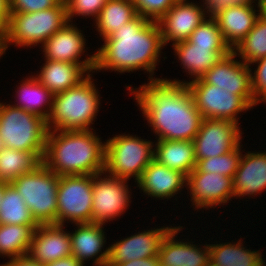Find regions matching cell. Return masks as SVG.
I'll return each instance as SVG.
<instances>
[{
  "label": "cell",
  "instance_id": "6da1fadb",
  "mask_svg": "<svg viewBox=\"0 0 266 266\" xmlns=\"http://www.w3.org/2000/svg\"><path fill=\"white\" fill-rule=\"evenodd\" d=\"M149 78L150 82L140 86L138 91L127 88L134 93L158 140L192 141L203 118L186 82Z\"/></svg>",
  "mask_w": 266,
  "mask_h": 266
},
{
  "label": "cell",
  "instance_id": "7a4b0ae2",
  "mask_svg": "<svg viewBox=\"0 0 266 266\" xmlns=\"http://www.w3.org/2000/svg\"><path fill=\"white\" fill-rule=\"evenodd\" d=\"M104 45L95 52V70L118 72L146 70L152 76L160 50L164 46L157 21L137 15L104 38Z\"/></svg>",
  "mask_w": 266,
  "mask_h": 266
},
{
  "label": "cell",
  "instance_id": "3957f363",
  "mask_svg": "<svg viewBox=\"0 0 266 266\" xmlns=\"http://www.w3.org/2000/svg\"><path fill=\"white\" fill-rule=\"evenodd\" d=\"M56 132L48 131L42 159L49 170L58 176L105 174L106 144L91 130Z\"/></svg>",
  "mask_w": 266,
  "mask_h": 266
},
{
  "label": "cell",
  "instance_id": "277c9868",
  "mask_svg": "<svg viewBox=\"0 0 266 266\" xmlns=\"http://www.w3.org/2000/svg\"><path fill=\"white\" fill-rule=\"evenodd\" d=\"M76 87L53 96L52 109L47 119L49 130H89L99 109V94L90 77ZM52 125V126H51ZM54 126V128H53Z\"/></svg>",
  "mask_w": 266,
  "mask_h": 266
},
{
  "label": "cell",
  "instance_id": "5b68a950",
  "mask_svg": "<svg viewBox=\"0 0 266 266\" xmlns=\"http://www.w3.org/2000/svg\"><path fill=\"white\" fill-rule=\"evenodd\" d=\"M47 120L14 105L0 103V142L3 147L44 156Z\"/></svg>",
  "mask_w": 266,
  "mask_h": 266
},
{
  "label": "cell",
  "instance_id": "8992f818",
  "mask_svg": "<svg viewBox=\"0 0 266 266\" xmlns=\"http://www.w3.org/2000/svg\"><path fill=\"white\" fill-rule=\"evenodd\" d=\"M10 184L21 194L39 225L57 224V174L42 163L33 172L22 174Z\"/></svg>",
  "mask_w": 266,
  "mask_h": 266
},
{
  "label": "cell",
  "instance_id": "52a82bcc",
  "mask_svg": "<svg viewBox=\"0 0 266 266\" xmlns=\"http://www.w3.org/2000/svg\"><path fill=\"white\" fill-rule=\"evenodd\" d=\"M68 22L65 2L57 7L31 13H12L5 32L6 48L9 43L16 46L42 45Z\"/></svg>",
  "mask_w": 266,
  "mask_h": 266
},
{
  "label": "cell",
  "instance_id": "ba28073f",
  "mask_svg": "<svg viewBox=\"0 0 266 266\" xmlns=\"http://www.w3.org/2000/svg\"><path fill=\"white\" fill-rule=\"evenodd\" d=\"M104 173L120 179L135 176L137 181L154 160L152 142L129 135H116L106 141Z\"/></svg>",
  "mask_w": 266,
  "mask_h": 266
},
{
  "label": "cell",
  "instance_id": "9c48e42d",
  "mask_svg": "<svg viewBox=\"0 0 266 266\" xmlns=\"http://www.w3.org/2000/svg\"><path fill=\"white\" fill-rule=\"evenodd\" d=\"M92 175L59 176L57 224L92 222Z\"/></svg>",
  "mask_w": 266,
  "mask_h": 266
},
{
  "label": "cell",
  "instance_id": "30bf717a",
  "mask_svg": "<svg viewBox=\"0 0 266 266\" xmlns=\"http://www.w3.org/2000/svg\"><path fill=\"white\" fill-rule=\"evenodd\" d=\"M186 85L203 119L230 120L239 124L238 113L251 109L240 95L204 83L200 78L193 79Z\"/></svg>",
  "mask_w": 266,
  "mask_h": 266
},
{
  "label": "cell",
  "instance_id": "8fae6325",
  "mask_svg": "<svg viewBox=\"0 0 266 266\" xmlns=\"http://www.w3.org/2000/svg\"><path fill=\"white\" fill-rule=\"evenodd\" d=\"M100 174L92 175V222L104 224L121 215L129 206L127 180Z\"/></svg>",
  "mask_w": 266,
  "mask_h": 266
},
{
  "label": "cell",
  "instance_id": "7c38bea8",
  "mask_svg": "<svg viewBox=\"0 0 266 266\" xmlns=\"http://www.w3.org/2000/svg\"><path fill=\"white\" fill-rule=\"evenodd\" d=\"M233 121L202 119L199 131L192 140L196 161L225 154L240 145V129Z\"/></svg>",
  "mask_w": 266,
  "mask_h": 266
},
{
  "label": "cell",
  "instance_id": "4fadbf2b",
  "mask_svg": "<svg viewBox=\"0 0 266 266\" xmlns=\"http://www.w3.org/2000/svg\"><path fill=\"white\" fill-rule=\"evenodd\" d=\"M236 54L231 52L221 58L200 79L207 84L229 90L231 94L240 95L252 108L254 101L251 88V70L249 65L234 60Z\"/></svg>",
  "mask_w": 266,
  "mask_h": 266
},
{
  "label": "cell",
  "instance_id": "5bb4252c",
  "mask_svg": "<svg viewBox=\"0 0 266 266\" xmlns=\"http://www.w3.org/2000/svg\"><path fill=\"white\" fill-rule=\"evenodd\" d=\"M187 186L196 208H212L213 205L227 203L231 197H235L233 178L219 173L200 172L195 168L187 176Z\"/></svg>",
  "mask_w": 266,
  "mask_h": 266
},
{
  "label": "cell",
  "instance_id": "9a60e30c",
  "mask_svg": "<svg viewBox=\"0 0 266 266\" xmlns=\"http://www.w3.org/2000/svg\"><path fill=\"white\" fill-rule=\"evenodd\" d=\"M186 0H178L157 22L162 42L167 45L185 41L191 33L206 19L205 9ZM205 12V13H204Z\"/></svg>",
  "mask_w": 266,
  "mask_h": 266
},
{
  "label": "cell",
  "instance_id": "2e32d148",
  "mask_svg": "<svg viewBox=\"0 0 266 266\" xmlns=\"http://www.w3.org/2000/svg\"><path fill=\"white\" fill-rule=\"evenodd\" d=\"M77 27L67 22L56 31L44 44L43 52L46 60L63 61L81 65L89 74L95 69V54L79 61L81 53L85 52V38ZM80 56V57H79Z\"/></svg>",
  "mask_w": 266,
  "mask_h": 266
},
{
  "label": "cell",
  "instance_id": "e0dca14e",
  "mask_svg": "<svg viewBox=\"0 0 266 266\" xmlns=\"http://www.w3.org/2000/svg\"><path fill=\"white\" fill-rule=\"evenodd\" d=\"M252 3H254L253 0H244L222 7L211 14L216 20L225 42L232 50L246 37L260 17V13L256 15Z\"/></svg>",
  "mask_w": 266,
  "mask_h": 266
},
{
  "label": "cell",
  "instance_id": "ac0fdd59",
  "mask_svg": "<svg viewBox=\"0 0 266 266\" xmlns=\"http://www.w3.org/2000/svg\"><path fill=\"white\" fill-rule=\"evenodd\" d=\"M171 228L151 229L116 242L108 247L107 265L115 266L121 262L158 256L161 242Z\"/></svg>",
  "mask_w": 266,
  "mask_h": 266
},
{
  "label": "cell",
  "instance_id": "d6986e66",
  "mask_svg": "<svg viewBox=\"0 0 266 266\" xmlns=\"http://www.w3.org/2000/svg\"><path fill=\"white\" fill-rule=\"evenodd\" d=\"M61 224H41L35 229L28 256L41 264L72 255L70 233Z\"/></svg>",
  "mask_w": 266,
  "mask_h": 266
},
{
  "label": "cell",
  "instance_id": "ffe728a7",
  "mask_svg": "<svg viewBox=\"0 0 266 266\" xmlns=\"http://www.w3.org/2000/svg\"><path fill=\"white\" fill-rule=\"evenodd\" d=\"M181 227H172L164 236L159 252V266H210L209 245L201 250L190 242L175 241Z\"/></svg>",
  "mask_w": 266,
  "mask_h": 266
},
{
  "label": "cell",
  "instance_id": "44dd1931",
  "mask_svg": "<svg viewBox=\"0 0 266 266\" xmlns=\"http://www.w3.org/2000/svg\"><path fill=\"white\" fill-rule=\"evenodd\" d=\"M187 182V176L171 170L157 160H153L143 171L137 184L145 194L156 198H171Z\"/></svg>",
  "mask_w": 266,
  "mask_h": 266
},
{
  "label": "cell",
  "instance_id": "7402d4cb",
  "mask_svg": "<svg viewBox=\"0 0 266 266\" xmlns=\"http://www.w3.org/2000/svg\"><path fill=\"white\" fill-rule=\"evenodd\" d=\"M102 225L93 222L77 224L78 229L72 235L70 234L72 256H75L83 265L84 260L94 258V256L97 258L93 265L107 264L109 248H106L103 253L101 251L106 242Z\"/></svg>",
  "mask_w": 266,
  "mask_h": 266
},
{
  "label": "cell",
  "instance_id": "603a6c76",
  "mask_svg": "<svg viewBox=\"0 0 266 266\" xmlns=\"http://www.w3.org/2000/svg\"><path fill=\"white\" fill-rule=\"evenodd\" d=\"M235 196L255 195L266 189V153H247L241 156L233 177Z\"/></svg>",
  "mask_w": 266,
  "mask_h": 266
},
{
  "label": "cell",
  "instance_id": "cb8c5ba5",
  "mask_svg": "<svg viewBox=\"0 0 266 266\" xmlns=\"http://www.w3.org/2000/svg\"><path fill=\"white\" fill-rule=\"evenodd\" d=\"M183 67L194 79L201 78L221 58L232 52L230 47L196 46L188 40L172 44Z\"/></svg>",
  "mask_w": 266,
  "mask_h": 266
},
{
  "label": "cell",
  "instance_id": "d4e9b609",
  "mask_svg": "<svg viewBox=\"0 0 266 266\" xmlns=\"http://www.w3.org/2000/svg\"><path fill=\"white\" fill-rule=\"evenodd\" d=\"M84 73L86 70L79 64L46 60L36 78L55 95L79 85L87 78Z\"/></svg>",
  "mask_w": 266,
  "mask_h": 266
},
{
  "label": "cell",
  "instance_id": "484cf974",
  "mask_svg": "<svg viewBox=\"0 0 266 266\" xmlns=\"http://www.w3.org/2000/svg\"><path fill=\"white\" fill-rule=\"evenodd\" d=\"M154 159L171 170L188 176L196 168L193 141L158 140Z\"/></svg>",
  "mask_w": 266,
  "mask_h": 266
},
{
  "label": "cell",
  "instance_id": "4316f807",
  "mask_svg": "<svg viewBox=\"0 0 266 266\" xmlns=\"http://www.w3.org/2000/svg\"><path fill=\"white\" fill-rule=\"evenodd\" d=\"M240 241L209 245L210 266H265L262 254L245 249Z\"/></svg>",
  "mask_w": 266,
  "mask_h": 266
},
{
  "label": "cell",
  "instance_id": "83f0119b",
  "mask_svg": "<svg viewBox=\"0 0 266 266\" xmlns=\"http://www.w3.org/2000/svg\"><path fill=\"white\" fill-rule=\"evenodd\" d=\"M43 157L40 154L0 148V181L11 183L25 173L33 172L42 164Z\"/></svg>",
  "mask_w": 266,
  "mask_h": 266
},
{
  "label": "cell",
  "instance_id": "f1b7e54d",
  "mask_svg": "<svg viewBox=\"0 0 266 266\" xmlns=\"http://www.w3.org/2000/svg\"><path fill=\"white\" fill-rule=\"evenodd\" d=\"M137 15L133 0H108L96 20L98 32L102 38L109 37Z\"/></svg>",
  "mask_w": 266,
  "mask_h": 266
},
{
  "label": "cell",
  "instance_id": "f546056e",
  "mask_svg": "<svg viewBox=\"0 0 266 266\" xmlns=\"http://www.w3.org/2000/svg\"><path fill=\"white\" fill-rule=\"evenodd\" d=\"M19 102L15 107H19L25 111L32 112L45 120L48 119L52 109L54 94H52L44 85H42L36 77L27 78L19 88ZM21 100V101H20ZM51 103H50V102ZM48 103L49 110H42V106ZM41 109V110H40Z\"/></svg>",
  "mask_w": 266,
  "mask_h": 266
},
{
  "label": "cell",
  "instance_id": "4dcf8cb0",
  "mask_svg": "<svg viewBox=\"0 0 266 266\" xmlns=\"http://www.w3.org/2000/svg\"><path fill=\"white\" fill-rule=\"evenodd\" d=\"M37 226L0 224V255L11 258L27 255Z\"/></svg>",
  "mask_w": 266,
  "mask_h": 266
},
{
  "label": "cell",
  "instance_id": "1f68e13d",
  "mask_svg": "<svg viewBox=\"0 0 266 266\" xmlns=\"http://www.w3.org/2000/svg\"><path fill=\"white\" fill-rule=\"evenodd\" d=\"M0 224L39 225L21 194L8 184L0 201Z\"/></svg>",
  "mask_w": 266,
  "mask_h": 266
},
{
  "label": "cell",
  "instance_id": "d6a6232c",
  "mask_svg": "<svg viewBox=\"0 0 266 266\" xmlns=\"http://www.w3.org/2000/svg\"><path fill=\"white\" fill-rule=\"evenodd\" d=\"M236 49V50H235ZM233 53L240 55L242 62L250 66L252 62L266 57V20L261 16L246 37L236 45Z\"/></svg>",
  "mask_w": 266,
  "mask_h": 266
},
{
  "label": "cell",
  "instance_id": "836d02e7",
  "mask_svg": "<svg viewBox=\"0 0 266 266\" xmlns=\"http://www.w3.org/2000/svg\"><path fill=\"white\" fill-rule=\"evenodd\" d=\"M240 147L239 145L237 148L219 156L198 160L196 168L200 172H214L233 178L243 155L240 152Z\"/></svg>",
  "mask_w": 266,
  "mask_h": 266
},
{
  "label": "cell",
  "instance_id": "e575fe53",
  "mask_svg": "<svg viewBox=\"0 0 266 266\" xmlns=\"http://www.w3.org/2000/svg\"><path fill=\"white\" fill-rule=\"evenodd\" d=\"M205 19L187 39L196 46L229 47L218 27L216 20L210 15Z\"/></svg>",
  "mask_w": 266,
  "mask_h": 266
},
{
  "label": "cell",
  "instance_id": "d590c367",
  "mask_svg": "<svg viewBox=\"0 0 266 266\" xmlns=\"http://www.w3.org/2000/svg\"><path fill=\"white\" fill-rule=\"evenodd\" d=\"M177 1L178 0H133V3L138 15L151 21H158Z\"/></svg>",
  "mask_w": 266,
  "mask_h": 266
},
{
  "label": "cell",
  "instance_id": "8d00e7d4",
  "mask_svg": "<svg viewBox=\"0 0 266 266\" xmlns=\"http://www.w3.org/2000/svg\"><path fill=\"white\" fill-rule=\"evenodd\" d=\"M108 0H65L68 22L75 15L94 16L97 20Z\"/></svg>",
  "mask_w": 266,
  "mask_h": 266
},
{
  "label": "cell",
  "instance_id": "74e56055",
  "mask_svg": "<svg viewBox=\"0 0 266 266\" xmlns=\"http://www.w3.org/2000/svg\"><path fill=\"white\" fill-rule=\"evenodd\" d=\"M62 0H9V13H31L57 7Z\"/></svg>",
  "mask_w": 266,
  "mask_h": 266
},
{
  "label": "cell",
  "instance_id": "f35d334b",
  "mask_svg": "<svg viewBox=\"0 0 266 266\" xmlns=\"http://www.w3.org/2000/svg\"><path fill=\"white\" fill-rule=\"evenodd\" d=\"M252 63H258V68L251 74V88L254 96V101L258 104L266 102V57L258 59ZM260 99H259V98Z\"/></svg>",
  "mask_w": 266,
  "mask_h": 266
},
{
  "label": "cell",
  "instance_id": "ab89813d",
  "mask_svg": "<svg viewBox=\"0 0 266 266\" xmlns=\"http://www.w3.org/2000/svg\"><path fill=\"white\" fill-rule=\"evenodd\" d=\"M9 0H0V32L5 33L9 22Z\"/></svg>",
  "mask_w": 266,
  "mask_h": 266
},
{
  "label": "cell",
  "instance_id": "60d3db41",
  "mask_svg": "<svg viewBox=\"0 0 266 266\" xmlns=\"http://www.w3.org/2000/svg\"><path fill=\"white\" fill-rule=\"evenodd\" d=\"M244 0H205V9H208L210 14L217 11L218 9L222 7H226L229 5H233L235 3H239Z\"/></svg>",
  "mask_w": 266,
  "mask_h": 266
},
{
  "label": "cell",
  "instance_id": "b9f144b4",
  "mask_svg": "<svg viewBox=\"0 0 266 266\" xmlns=\"http://www.w3.org/2000/svg\"><path fill=\"white\" fill-rule=\"evenodd\" d=\"M115 266H159V258L155 256L145 259L130 260L128 262L118 263Z\"/></svg>",
  "mask_w": 266,
  "mask_h": 266
},
{
  "label": "cell",
  "instance_id": "7bdbcfd3",
  "mask_svg": "<svg viewBox=\"0 0 266 266\" xmlns=\"http://www.w3.org/2000/svg\"><path fill=\"white\" fill-rule=\"evenodd\" d=\"M0 266H43V264L32 260L28 255L10 258V261Z\"/></svg>",
  "mask_w": 266,
  "mask_h": 266
},
{
  "label": "cell",
  "instance_id": "ee69618b",
  "mask_svg": "<svg viewBox=\"0 0 266 266\" xmlns=\"http://www.w3.org/2000/svg\"><path fill=\"white\" fill-rule=\"evenodd\" d=\"M43 266H83V264L75 256H67L53 262L44 264Z\"/></svg>",
  "mask_w": 266,
  "mask_h": 266
},
{
  "label": "cell",
  "instance_id": "f6af8a7d",
  "mask_svg": "<svg viewBox=\"0 0 266 266\" xmlns=\"http://www.w3.org/2000/svg\"><path fill=\"white\" fill-rule=\"evenodd\" d=\"M258 8L260 12V16L266 20V0H258Z\"/></svg>",
  "mask_w": 266,
  "mask_h": 266
},
{
  "label": "cell",
  "instance_id": "bcb514c9",
  "mask_svg": "<svg viewBox=\"0 0 266 266\" xmlns=\"http://www.w3.org/2000/svg\"><path fill=\"white\" fill-rule=\"evenodd\" d=\"M6 41H5V33L0 32V56L3 55V53L6 50Z\"/></svg>",
  "mask_w": 266,
  "mask_h": 266
},
{
  "label": "cell",
  "instance_id": "7dc6e473",
  "mask_svg": "<svg viewBox=\"0 0 266 266\" xmlns=\"http://www.w3.org/2000/svg\"><path fill=\"white\" fill-rule=\"evenodd\" d=\"M9 183H6V182H3V181H0V201L2 200L3 198V194H4V190L6 188V186L8 185Z\"/></svg>",
  "mask_w": 266,
  "mask_h": 266
}]
</instances>
